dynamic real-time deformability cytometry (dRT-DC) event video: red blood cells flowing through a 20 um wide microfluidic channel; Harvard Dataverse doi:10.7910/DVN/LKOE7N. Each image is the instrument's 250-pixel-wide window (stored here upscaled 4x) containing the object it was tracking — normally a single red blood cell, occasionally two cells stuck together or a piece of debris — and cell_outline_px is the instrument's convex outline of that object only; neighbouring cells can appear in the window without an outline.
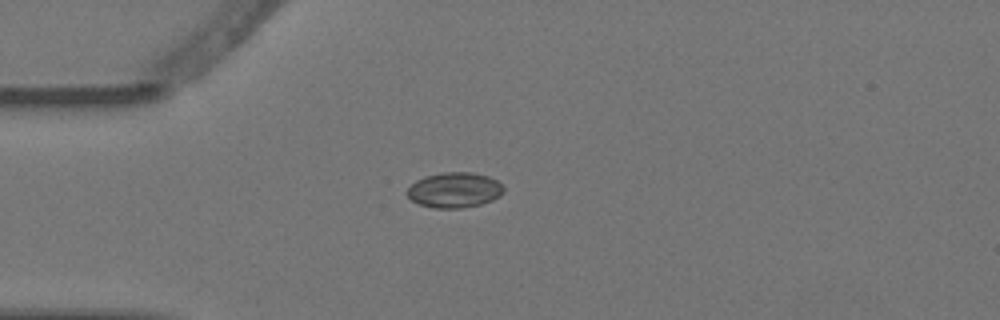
{"species": "Egyptian fruit bat (a non-hibernating species)", "species_latin": "Rousettus aegyptiacus", "temperature_condition": "warm", "stored_images_in_passage": 6, "camera_frame_rate_fps": 3000, "um_per_image_px": 0.085, "animal": {"sex": "female"}, "frame": {"image": 1, "passage_image": 2, "time_ms": 0.333, "image_size_px": [1000, 320], "cell_outline_px": [[504, 192], [500, 196], [492, 200], [480, 204], [460, 208], [436, 208], [420, 204], [412, 200], [404, 192], [416, 180], [424, 176], [440, 172], [472, 172], [488, 176], [496, 180], [504, 188]], "centroid_in_image_um": [38.61, 16.14], "position_along_channel_um": 46.4, "area_um2": 19.88}}
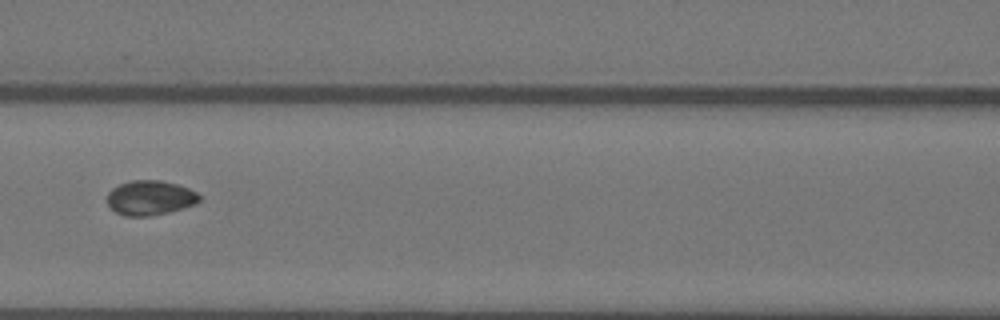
{"frame": {"image": 2, "passage_image": 5, "time_ms": 1.333, "image_size_px": [1000, 320], "cell_outline_px": [[200, 200], [196, 204], [168, 212], [148, 216], [124, 216], [116, 212], [108, 204], [108, 192], [112, 188], [120, 184], [132, 180], [160, 180], [176, 184], [188, 188], [196, 192], [200, 196]], "centroid_in_image_um": [12.76, 16.81], "position_along_channel_um": 153.8, "area_um2": 18.5}}
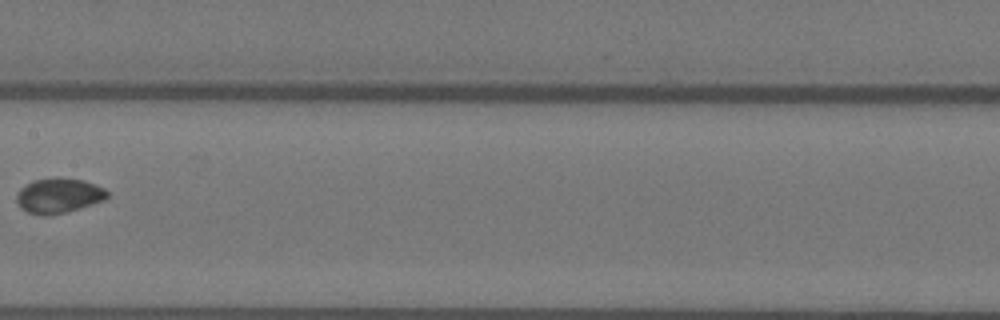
{"frame": {"image": 3, "passage_image": 6, "time_ms": 1.667, "image_size_px": [1000, 320], "cell_outline_px": [[108, 196], [104, 200], [68, 212], [44, 216], [40, 216], [28, 212], [20, 208], [16, 200], [16, 196], [20, 188], [24, 184], [32, 180], [60, 176], [84, 180], [96, 184], [104, 188], [108, 192]], "centroid_in_image_um": [4.97, 16.61], "position_along_channel_um": 202.4, "area_um2": 18.9}}